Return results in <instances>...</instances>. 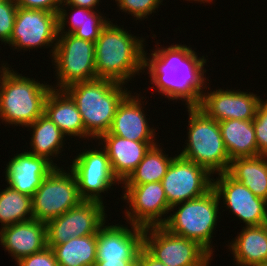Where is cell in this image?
Segmentation results:
<instances>
[{
  "label": "cell",
  "mask_w": 267,
  "mask_h": 266,
  "mask_svg": "<svg viewBox=\"0 0 267 266\" xmlns=\"http://www.w3.org/2000/svg\"><path fill=\"white\" fill-rule=\"evenodd\" d=\"M18 6L15 0H0V41L9 43Z\"/></svg>",
  "instance_id": "33"
},
{
  "label": "cell",
  "mask_w": 267,
  "mask_h": 266,
  "mask_svg": "<svg viewBox=\"0 0 267 266\" xmlns=\"http://www.w3.org/2000/svg\"><path fill=\"white\" fill-rule=\"evenodd\" d=\"M59 266H94L97 253V235L69 239L53 248Z\"/></svg>",
  "instance_id": "28"
},
{
  "label": "cell",
  "mask_w": 267,
  "mask_h": 266,
  "mask_svg": "<svg viewBox=\"0 0 267 266\" xmlns=\"http://www.w3.org/2000/svg\"><path fill=\"white\" fill-rule=\"evenodd\" d=\"M188 109L187 145L180 156L204 168L212 175L228 171L230 158L225 149L219 123L198 106Z\"/></svg>",
  "instance_id": "5"
},
{
  "label": "cell",
  "mask_w": 267,
  "mask_h": 266,
  "mask_svg": "<svg viewBox=\"0 0 267 266\" xmlns=\"http://www.w3.org/2000/svg\"><path fill=\"white\" fill-rule=\"evenodd\" d=\"M1 66L0 118L2 123L27 127L44 114L45 102L53 86L18 74L16 70L9 68L11 66L7 63Z\"/></svg>",
  "instance_id": "4"
},
{
  "label": "cell",
  "mask_w": 267,
  "mask_h": 266,
  "mask_svg": "<svg viewBox=\"0 0 267 266\" xmlns=\"http://www.w3.org/2000/svg\"><path fill=\"white\" fill-rule=\"evenodd\" d=\"M69 6L83 7L91 10H97L100 0H63Z\"/></svg>",
  "instance_id": "37"
},
{
  "label": "cell",
  "mask_w": 267,
  "mask_h": 266,
  "mask_svg": "<svg viewBox=\"0 0 267 266\" xmlns=\"http://www.w3.org/2000/svg\"><path fill=\"white\" fill-rule=\"evenodd\" d=\"M257 142V156H267V99L258 104L255 118L252 120Z\"/></svg>",
  "instance_id": "32"
},
{
  "label": "cell",
  "mask_w": 267,
  "mask_h": 266,
  "mask_svg": "<svg viewBox=\"0 0 267 266\" xmlns=\"http://www.w3.org/2000/svg\"><path fill=\"white\" fill-rule=\"evenodd\" d=\"M98 140V145L102 144L107 153L113 174L121 183L136 169L149 149L158 144L155 141H133L110 132L102 134Z\"/></svg>",
  "instance_id": "19"
},
{
  "label": "cell",
  "mask_w": 267,
  "mask_h": 266,
  "mask_svg": "<svg viewBox=\"0 0 267 266\" xmlns=\"http://www.w3.org/2000/svg\"><path fill=\"white\" fill-rule=\"evenodd\" d=\"M163 151L160 144L152 146L122 184L139 185L161 181L174 158L164 154Z\"/></svg>",
  "instance_id": "29"
},
{
  "label": "cell",
  "mask_w": 267,
  "mask_h": 266,
  "mask_svg": "<svg viewBox=\"0 0 267 266\" xmlns=\"http://www.w3.org/2000/svg\"><path fill=\"white\" fill-rule=\"evenodd\" d=\"M262 99L257 94L237 90H211L203 92L198 106L217 122L230 119L253 120Z\"/></svg>",
  "instance_id": "16"
},
{
  "label": "cell",
  "mask_w": 267,
  "mask_h": 266,
  "mask_svg": "<svg viewBox=\"0 0 267 266\" xmlns=\"http://www.w3.org/2000/svg\"><path fill=\"white\" fill-rule=\"evenodd\" d=\"M31 219L32 197L9 186L5 187L0 192V229Z\"/></svg>",
  "instance_id": "30"
},
{
  "label": "cell",
  "mask_w": 267,
  "mask_h": 266,
  "mask_svg": "<svg viewBox=\"0 0 267 266\" xmlns=\"http://www.w3.org/2000/svg\"><path fill=\"white\" fill-rule=\"evenodd\" d=\"M27 127L32 128L33 132L29 143L32 151H26L32 155L44 157L53 165L55 164V167H58L53 160L54 157L58 156L63 151L64 144H66L64 143L66 141V135L45 114H42Z\"/></svg>",
  "instance_id": "26"
},
{
  "label": "cell",
  "mask_w": 267,
  "mask_h": 266,
  "mask_svg": "<svg viewBox=\"0 0 267 266\" xmlns=\"http://www.w3.org/2000/svg\"><path fill=\"white\" fill-rule=\"evenodd\" d=\"M44 114L68 137H92L86 132L75 101L64 89L52 88L45 102Z\"/></svg>",
  "instance_id": "22"
},
{
  "label": "cell",
  "mask_w": 267,
  "mask_h": 266,
  "mask_svg": "<svg viewBox=\"0 0 267 266\" xmlns=\"http://www.w3.org/2000/svg\"><path fill=\"white\" fill-rule=\"evenodd\" d=\"M78 183V192L82 200L103 203L101 193L107 192L112 185L121 182L113 174L110 160L102 148H92L79 153L70 165Z\"/></svg>",
  "instance_id": "13"
},
{
  "label": "cell",
  "mask_w": 267,
  "mask_h": 266,
  "mask_svg": "<svg viewBox=\"0 0 267 266\" xmlns=\"http://www.w3.org/2000/svg\"><path fill=\"white\" fill-rule=\"evenodd\" d=\"M227 173L267 201V156L235 158L230 161Z\"/></svg>",
  "instance_id": "27"
},
{
  "label": "cell",
  "mask_w": 267,
  "mask_h": 266,
  "mask_svg": "<svg viewBox=\"0 0 267 266\" xmlns=\"http://www.w3.org/2000/svg\"><path fill=\"white\" fill-rule=\"evenodd\" d=\"M124 85L97 78L76 82L64 89L75 101L85 130L92 140L109 131L118 105L131 92Z\"/></svg>",
  "instance_id": "3"
},
{
  "label": "cell",
  "mask_w": 267,
  "mask_h": 266,
  "mask_svg": "<svg viewBox=\"0 0 267 266\" xmlns=\"http://www.w3.org/2000/svg\"><path fill=\"white\" fill-rule=\"evenodd\" d=\"M213 178V189L218 198L223 199L227 209L238 217L245 226L267 224V201L254 195L242 183L236 181L227 172Z\"/></svg>",
  "instance_id": "15"
},
{
  "label": "cell",
  "mask_w": 267,
  "mask_h": 266,
  "mask_svg": "<svg viewBox=\"0 0 267 266\" xmlns=\"http://www.w3.org/2000/svg\"><path fill=\"white\" fill-rule=\"evenodd\" d=\"M121 199L127 200L125 220L142 228L163 226L170 211L161 181L139 185H124ZM166 214V215H165ZM164 216V218H162Z\"/></svg>",
  "instance_id": "14"
},
{
  "label": "cell",
  "mask_w": 267,
  "mask_h": 266,
  "mask_svg": "<svg viewBox=\"0 0 267 266\" xmlns=\"http://www.w3.org/2000/svg\"><path fill=\"white\" fill-rule=\"evenodd\" d=\"M229 244L236 265H267V224L243 227Z\"/></svg>",
  "instance_id": "23"
},
{
  "label": "cell",
  "mask_w": 267,
  "mask_h": 266,
  "mask_svg": "<svg viewBox=\"0 0 267 266\" xmlns=\"http://www.w3.org/2000/svg\"><path fill=\"white\" fill-rule=\"evenodd\" d=\"M213 176L206 168L174 156L161 180L170 207L203 196L213 188Z\"/></svg>",
  "instance_id": "11"
},
{
  "label": "cell",
  "mask_w": 267,
  "mask_h": 266,
  "mask_svg": "<svg viewBox=\"0 0 267 266\" xmlns=\"http://www.w3.org/2000/svg\"><path fill=\"white\" fill-rule=\"evenodd\" d=\"M220 201L212 188L203 196L176 204L170 211L178 210L166 217L163 227L174 235L197 242L213 256L211 239L220 213Z\"/></svg>",
  "instance_id": "6"
},
{
  "label": "cell",
  "mask_w": 267,
  "mask_h": 266,
  "mask_svg": "<svg viewBox=\"0 0 267 266\" xmlns=\"http://www.w3.org/2000/svg\"><path fill=\"white\" fill-rule=\"evenodd\" d=\"M132 35L111 21L105 25L95 42L96 79L126 84L139 71L145 72V39Z\"/></svg>",
  "instance_id": "2"
},
{
  "label": "cell",
  "mask_w": 267,
  "mask_h": 266,
  "mask_svg": "<svg viewBox=\"0 0 267 266\" xmlns=\"http://www.w3.org/2000/svg\"><path fill=\"white\" fill-rule=\"evenodd\" d=\"M20 8L46 10L57 13L60 10L63 0H15Z\"/></svg>",
  "instance_id": "35"
},
{
  "label": "cell",
  "mask_w": 267,
  "mask_h": 266,
  "mask_svg": "<svg viewBox=\"0 0 267 266\" xmlns=\"http://www.w3.org/2000/svg\"><path fill=\"white\" fill-rule=\"evenodd\" d=\"M69 170V171H68ZM55 167L43 180L41 186L32 196L33 219L47 222L81 201L75 174L68 168Z\"/></svg>",
  "instance_id": "8"
},
{
  "label": "cell",
  "mask_w": 267,
  "mask_h": 266,
  "mask_svg": "<svg viewBox=\"0 0 267 266\" xmlns=\"http://www.w3.org/2000/svg\"><path fill=\"white\" fill-rule=\"evenodd\" d=\"M102 226L97 232L96 261L134 260L143 247L144 228L130 224Z\"/></svg>",
  "instance_id": "17"
},
{
  "label": "cell",
  "mask_w": 267,
  "mask_h": 266,
  "mask_svg": "<svg viewBox=\"0 0 267 266\" xmlns=\"http://www.w3.org/2000/svg\"><path fill=\"white\" fill-rule=\"evenodd\" d=\"M57 39V13L18 7L13 32L8 43L10 47L18 51H26L29 48L30 51L33 48L52 46L50 52L53 57Z\"/></svg>",
  "instance_id": "12"
},
{
  "label": "cell",
  "mask_w": 267,
  "mask_h": 266,
  "mask_svg": "<svg viewBox=\"0 0 267 266\" xmlns=\"http://www.w3.org/2000/svg\"><path fill=\"white\" fill-rule=\"evenodd\" d=\"M187 1H196V2H200L201 3H209V2H212L213 0H187Z\"/></svg>",
  "instance_id": "39"
},
{
  "label": "cell",
  "mask_w": 267,
  "mask_h": 266,
  "mask_svg": "<svg viewBox=\"0 0 267 266\" xmlns=\"http://www.w3.org/2000/svg\"><path fill=\"white\" fill-rule=\"evenodd\" d=\"M143 248L166 266H209L212 260L197 242L174 235L163 226L144 228Z\"/></svg>",
  "instance_id": "9"
},
{
  "label": "cell",
  "mask_w": 267,
  "mask_h": 266,
  "mask_svg": "<svg viewBox=\"0 0 267 266\" xmlns=\"http://www.w3.org/2000/svg\"><path fill=\"white\" fill-rule=\"evenodd\" d=\"M17 266H59L52 248L47 246L43 250L18 260Z\"/></svg>",
  "instance_id": "34"
},
{
  "label": "cell",
  "mask_w": 267,
  "mask_h": 266,
  "mask_svg": "<svg viewBox=\"0 0 267 266\" xmlns=\"http://www.w3.org/2000/svg\"><path fill=\"white\" fill-rule=\"evenodd\" d=\"M66 7L71 8L70 10H75L71 16L68 15ZM102 15L98 10L69 6L63 1L58 12V33L72 34L77 38L95 43L102 29L110 20L109 18L107 20L106 16ZM69 18L70 20L68 21ZM67 23L70 24L67 31H65Z\"/></svg>",
  "instance_id": "24"
},
{
  "label": "cell",
  "mask_w": 267,
  "mask_h": 266,
  "mask_svg": "<svg viewBox=\"0 0 267 266\" xmlns=\"http://www.w3.org/2000/svg\"><path fill=\"white\" fill-rule=\"evenodd\" d=\"M218 123L230 160L257 156V142L252 120L230 119Z\"/></svg>",
  "instance_id": "25"
},
{
  "label": "cell",
  "mask_w": 267,
  "mask_h": 266,
  "mask_svg": "<svg viewBox=\"0 0 267 266\" xmlns=\"http://www.w3.org/2000/svg\"><path fill=\"white\" fill-rule=\"evenodd\" d=\"M94 266H138V258L120 261H96Z\"/></svg>",
  "instance_id": "38"
},
{
  "label": "cell",
  "mask_w": 267,
  "mask_h": 266,
  "mask_svg": "<svg viewBox=\"0 0 267 266\" xmlns=\"http://www.w3.org/2000/svg\"><path fill=\"white\" fill-rule=\"evenodd\" d=\"M6 166L7 185L31 197L41 186L44 178L55 168L46 158L26 151L17 153Z\"/></svg>",
  "instance_id": "18"
},
{
  "label": "cell",
  "mask_w": 267,
  "mask_h": 266,
  "mask_svg": "<svg viewBox=\"0 0 267 266\" xmlns=\"http://www.w3.org/2000/svg\"><path fill=\"white\" fill-rule=\"evenodd\" d=\"M119 10L134 16L136 20H145L162 4L163 0H115Z\"/></svg>",
  "instance_id": "31"
},
{
  "label": "cell",
  "mask_w": 267,
  "mask_h": 266,
  "mask_svg": "<svg viewBox=\"0 0 267 266\" xmlns=\"http://www.w3.org/2000/svg\"><path fill=\"white\" fill-rule=\"evenodd\" d=\"M137 258L138 266H166L164 263L151 256L143 247L140 249Z\"/></svg>",
  "instance_id": "36"
},
{
  "label": "cell",
  "mask_w": 267,
  "mask_h": 266,
  "mask_svg": "<svg viewBox=\"0 0 267 266\" xmlns=\"http://www.w3.org/2000/svg\"><path fill=\"white\" fill-rule=\"evenodd\" d=\"M52 63L57 76L54 89H65L76 82L96 79L95 43L58 33Z\"/></svg>",
  "instance_id": "7"
},
{
  "label": "cell",
  "mask_w": 267,
  "mask_h": 266,
  "mask_svg": "<svg viewBox=\"0 0 267 266\" xmlns=\"http://www.w3.org/2000/svg\"><path fill=\"white\" fill-rule=\"evenodd\" d=\"M104 203L82 200L64 214L46 222L47 246L53 248L75 237L97 235L106 225Z\"/></svg>",
  "instance_id": "10"
},
{
  "label": "cell",
  "mask_w": 267,
  "mask_h": 266,
  "mask_svg": "<svg viewBox=\"0 0 267 266\" xmlns=\"http://www.w3.org/2000/svg\"><path fill=\"white\" fill-rule=\"evenodd\" d=\"M0 244L15 259L32 255L47 247L46 222L31 219L0 229Z\"/></svg>",
  "instance_id": "20"
},
{
  "label": "cell",
  "mask_w": 267,
  "mask_h": 266,
  "mask_svg": "<svg viewBox=\"0 0 267 266\" xmlns=\"http://www.w3.org/2000/svg\"><path fill=\"white\" fill-rule=\"evenodd\" d=\"M145 53L144 69L148 70L151 84L168 100H184L187 107L199 106L205 85L206 58L186 44L156 48L150 56ZM152 56V57H151ZM207 79V80H206ZM207 86V87H206Z\"/></svg>",
  "instance_id": "1"
},
{
  "label": "cell",
  "mask_w": 267,
  "mask_h": 266,
  "mask_svg": "<svg viewBox=\"0 0 267 266\" xmlns=\"http://www.w3.org/2000/svg\"><path fill=\"white\" fill-rule=\"evenodd\" d=\"M129 93L118 105L108 132L133 141H156V129L150 128L139 94Z\"/></svg>",
  "instance_id": "21"
}]
</instances>
